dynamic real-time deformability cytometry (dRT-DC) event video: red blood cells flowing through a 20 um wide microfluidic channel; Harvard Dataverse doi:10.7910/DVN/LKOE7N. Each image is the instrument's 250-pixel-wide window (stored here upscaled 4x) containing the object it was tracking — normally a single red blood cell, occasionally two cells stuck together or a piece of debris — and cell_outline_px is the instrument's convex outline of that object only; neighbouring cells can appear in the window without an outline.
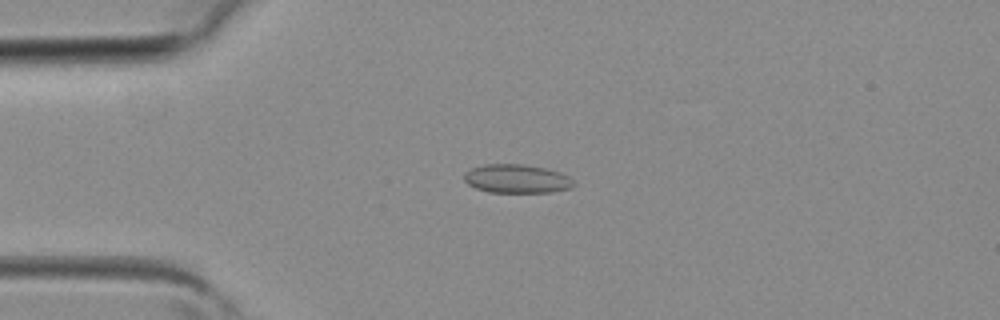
{"species": "common noctule bat (a hibernating species)", "species_latin": "Nyctalus noctula", "temperature_condition": "room temperature", "stored_images_in_passage": 3, "camera_frame_rate_fps": 3000, "um_per_image_px": 0.085, "animal": {"sex": "female", "body_mass_g": 19.3, "forearm_length_mm": 54.1}, "frame": {"image": 1, "passage_image": 3, "time_ms": 0.667, "image_size_px": [1000, 320], "cell_outline_px": [[576, 184], [572, 188], [552, 192], [488, 192], [476, 188], [468, 184], [464, 180], [464, 172], [472, 168], [484, 164], [524, 164], [544, 168], [560, 172], [568, 176]], "centroid_in_image_um": [43.93, 15.19], "position_along_channel_um": 41.1, "area_um2": 18.38}}